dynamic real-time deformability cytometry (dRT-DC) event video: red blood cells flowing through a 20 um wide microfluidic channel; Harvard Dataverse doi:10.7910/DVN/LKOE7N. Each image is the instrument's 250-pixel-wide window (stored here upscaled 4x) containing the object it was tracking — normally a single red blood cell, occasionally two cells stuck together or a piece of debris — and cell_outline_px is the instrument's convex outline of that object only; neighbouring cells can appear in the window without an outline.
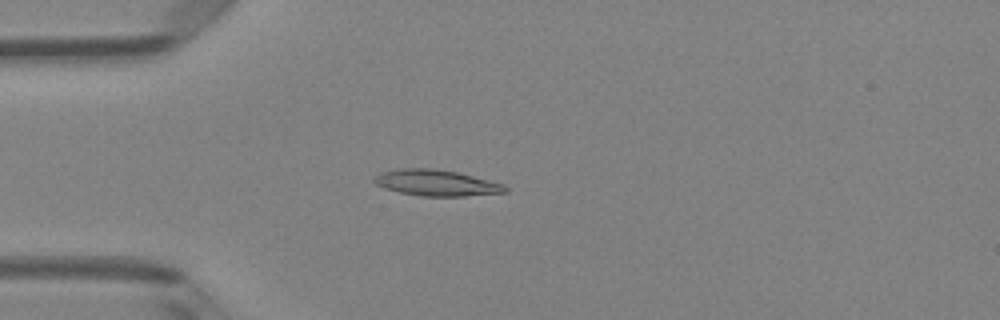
{"species": "Egyptian fruit bat (a non-hibernating species)", "species_latin": "Rousettus aegyptiacus", "temperature_condition": "room temperature", "stored_images_in_passage": 2, "camera_frame_rate_fps": 3000, "um_per_image_px": 0.085, "animal": {"sex": "female"}, "frame": {"image": 1, "passage_image": 2, "time_ms": 0.333, "image_size_px": [1000, 320], "cell_outline_px": [[508, 192], [464, 196], [420, 196], [400, 192], [384, 188], [376, 184], [372, 180], [372, 176], [380, 172], [396, 168], [432, 168], [456, 172], [504, 184], [508, 188]], "centroid_in_image_um": [37.03, 15.54], "position_along_channel_um": 48.0, "area_um2": 20.0}}